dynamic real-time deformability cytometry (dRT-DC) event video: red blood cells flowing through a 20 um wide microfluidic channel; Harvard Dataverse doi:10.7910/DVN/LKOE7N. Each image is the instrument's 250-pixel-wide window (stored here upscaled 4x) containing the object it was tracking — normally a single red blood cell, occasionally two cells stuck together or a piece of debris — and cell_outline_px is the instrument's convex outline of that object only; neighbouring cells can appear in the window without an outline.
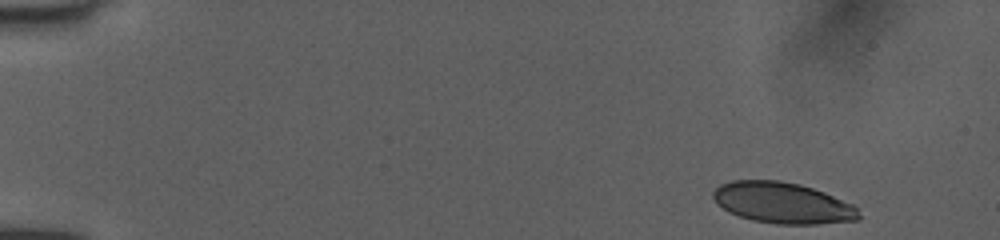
{"species": "human", "species_latin": "Homo sapiens", "temperature_condition": "room temperature", "stored_images_in_passage": 47, "camera_frame_rate_fps": 3000, "um_per_image_px": 0.085, "donor": {"sex": "female"}, "frame": {"image": 1, "passage_image": 1, "time_ms": 0.0, "image_size_px": [1000, 240], "cell_outline_px": [[860, 216], [856, 220], [816, 224], [776, 224], [752, 220], [728, 212], [716, 204], [712, 196], [712, 192], [720, 184], [732, 180], [780, 180], [800, 184], [824, 192], [852, 204], [856, 208]], "centroid_in_image_um": [66.47, 17.24], "position_along_channel_um": 18.5, "area_um2": 34.85}}
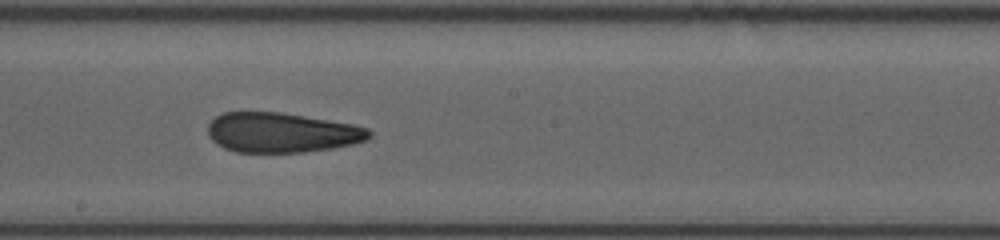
{"frame": {"image": 2, "passage_image": 26, "time_ms": 8.333, "image_size_px": [1000, 240], "cell_outline_px": [[372, 136], [368, 140], [352, 144], [332, 148], [304, 152], [236, 152], [224, 148], [216, 144], [208, 136], [208, 124], [216, 116], [224, 112], [280, 112], [352, 124], [368, 128], [372, 132]], "centroid_in_image_um": [23.94, 11.27], "position_along_channel_um": 224.3, "area_um2": 37.51}}
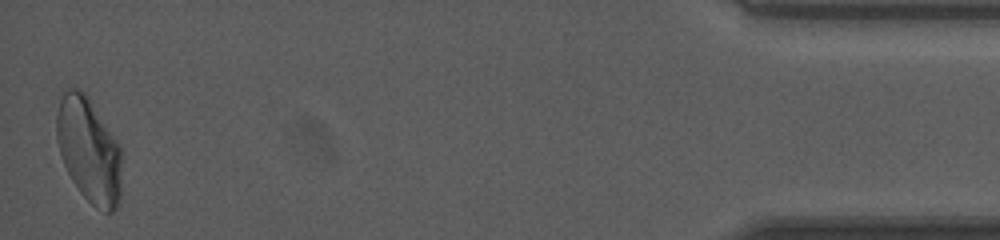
{"frame": {"image": 3, "passage_image": 47, "time_ms": 15.333, "image_size_px": [1000, 240], "cell_outline_px": [[120, 200], [116, 208], [112, 212], [100, 212], [80, 192], [72, 180], [64, 164], [56, 140], [56, 112], [60, 88], [76, 88], [84, 92], [120, 144]], "centroid_in_image_um": [7.52, 12.72], "position_along_channel_um": 427.7, "area_um2": 40.06}, "authors_computed_cell_mechanics": {"area_um2": 38.0902, "velocity_mm_per_s": 4.0505, "shape_relaxation_time_tau1_ms": null, "shape_relaxation_time_tau2_ms": 2.2946, "deformation_change_tau1": null, "deformation_change_tau2": 0.1026}}